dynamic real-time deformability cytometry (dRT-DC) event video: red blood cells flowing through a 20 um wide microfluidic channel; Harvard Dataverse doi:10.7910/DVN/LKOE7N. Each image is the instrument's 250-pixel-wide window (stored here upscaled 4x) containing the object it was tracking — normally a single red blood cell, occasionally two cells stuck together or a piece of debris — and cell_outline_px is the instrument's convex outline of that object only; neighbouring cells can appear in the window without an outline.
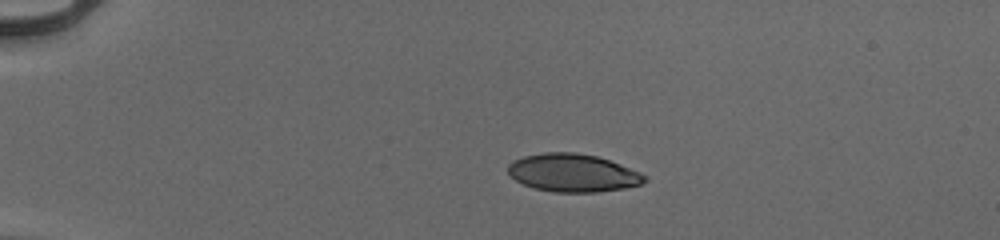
{"species": "human", "species_latin": "Homo sapiens", "temperature_condition": "cold", "stored_images_in_passage": 42, "camera_frame_rate_fps": 3000, "um_per_image_px": 0.085, "donor": {"sex": "male"}, "frame": {"image": 1, "passage_image": 1, "time_ms": 0.0, "image_size_px": [1000, 240], "cell_outline_px": [[648, 180], [640, 184], [624, 188], [596, 192], [552, 192], [532, 188], [516, 180], [508, 172], [508, 164], [512, 160], [524, 156], [544, 152], [576, 152], [596, 156], [620, 164], [640, 172], [648, 176]], "centroid_in_image_um": [48.69, 14.69], "position_along_channel_um": 36.3, "area_um2": 30.29}}
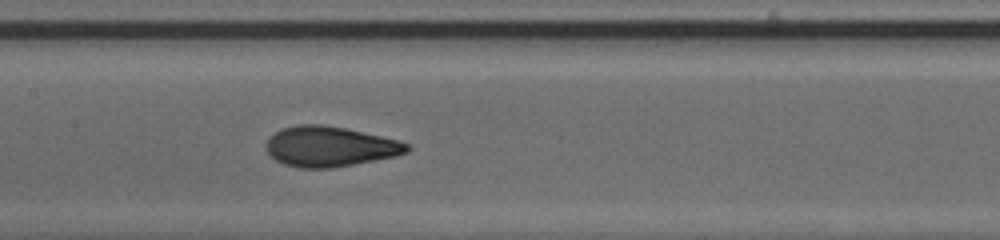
{"frame": {"image": 2, "passage_image": 17, "time_ms": 5.333, "image_size_px": [1000, 240], "cell_outline_px": [[412, 148], [408, 152], [396, 156], [332, 168], [300, 168], [284, 164], [276, 160], [264, 148], [264, 144], [276, 132], [284, 128], [300, 124], [324, 124], [348, 128], [400, 140], [408, 144]], "centroid_in_image_um": [28.07, 12.45], "position_along_channel_um": 179.3, "area_um2": 33.18}}
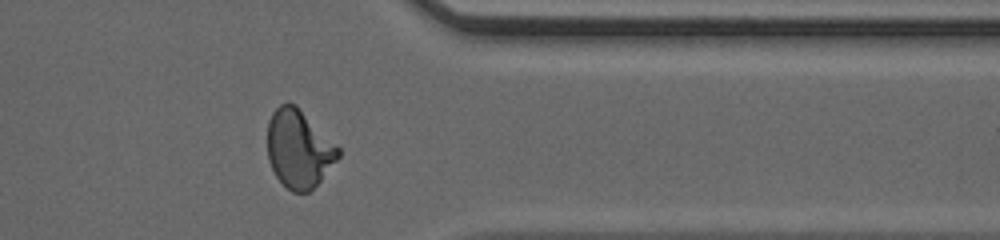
{"frame": {"image": 3, "passage_image": 33, "time_ms": 10.667, "image_size_px": [1000, 240], "cell_outline_px": [[340, 156], [320, 180], [308, 192], [292, 192], [276, 176], [268, 160], [268, 120], [272, 112], [280, 104], [296, 104], [340, 148]], "centroid_in_image_um": [25.4, 12.63], "position_along_channel_um": 386.0, "area_um2": 31.91}, "authors_computed_cell_mechanics": {"area_um2": 31.9923, "velocity_mm_per_s": 3.977, "shape_relaxation_time_tau1_ms": 4.6091, "shape_relaxation_time_tau2_ms": 0.7942, "deformation_change_tau1": 0.1996, "deformation_change_tau2": 0.06}}